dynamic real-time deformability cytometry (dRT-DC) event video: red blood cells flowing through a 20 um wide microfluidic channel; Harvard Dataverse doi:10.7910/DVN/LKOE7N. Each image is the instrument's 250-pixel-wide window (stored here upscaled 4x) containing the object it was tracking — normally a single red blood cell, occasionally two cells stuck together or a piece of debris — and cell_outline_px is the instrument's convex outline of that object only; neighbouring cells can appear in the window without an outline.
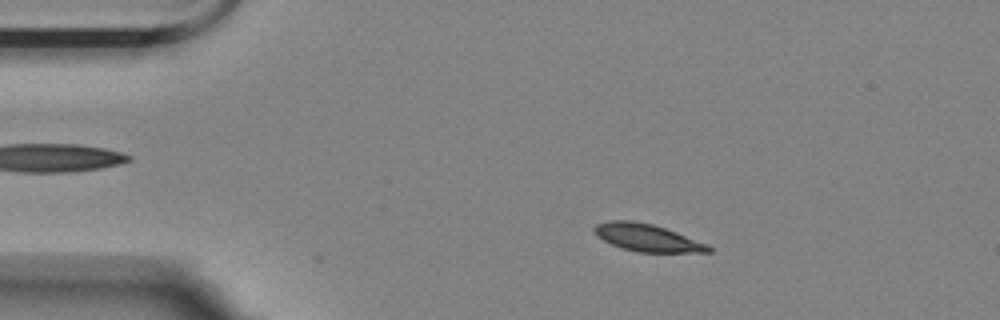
{"species": "Egyptian fruit bat (a non-hibernating species)", "species_latin": "Rousettus aegyptiacus", "temperature_condition": "room temperature", "stored_images_in_passage": 8, "camera_frame_rate_fps": 3000, "um_per_image_px": 0.085, "animal": {"sex": "female"}, "frame": {"image": 1, "passage_image": 8, "time_ms": 2.333, "image_size_px": [1000, 320], "cell_outline_px": [[712, 252], [640, 252], [624, 248], [612, 244], [596, 236], [592, 228], [596, 224], [608, 220], [632, 220], [652, 224], [676, 232], [708, 244], [712, 248]], "centroid_in_image_um": [54.99, 20.19], "position_along_channel_um": 30.0, "area_um2": 18.09}}